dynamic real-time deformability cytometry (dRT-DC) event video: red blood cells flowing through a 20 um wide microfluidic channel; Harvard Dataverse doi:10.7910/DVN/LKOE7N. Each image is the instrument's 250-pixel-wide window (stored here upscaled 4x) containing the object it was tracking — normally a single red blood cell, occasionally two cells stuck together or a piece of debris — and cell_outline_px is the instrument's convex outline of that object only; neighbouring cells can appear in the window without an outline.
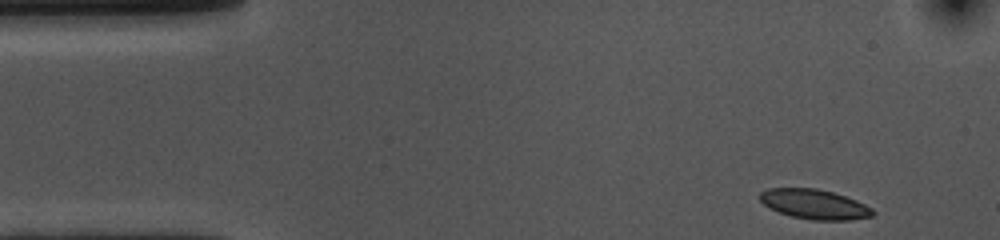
{"species": "common noctule bat (a hibernating species)", "species_latin": "Nyctalus noctula", "temperature_condition": "cold", "stored_images_in_passage": 42, "camera_frame_rate_fps": 3000, "um_per_image_px": 0.085, "animal": {"sex": "female", "body_mass_g": 10.0, "forearm_length_mm": 53.1}, "frame": {"image": 1, "passage_image": 1, "time_ms": 0.0, "image_size_px": [1000, 240], "cell_outline_px": [[876, 212], [872, 216], [852, 220], [812, 220], [792, 216], [768, 208], [760, 200], [760, 192], [768, 188], [816, 188], [832, 192], [856, 200], [872, 208]], "centroid_in_image_um": [69.23, 17.36], "position_along_channel_um": 15.8, "area_um2": 19.54}}
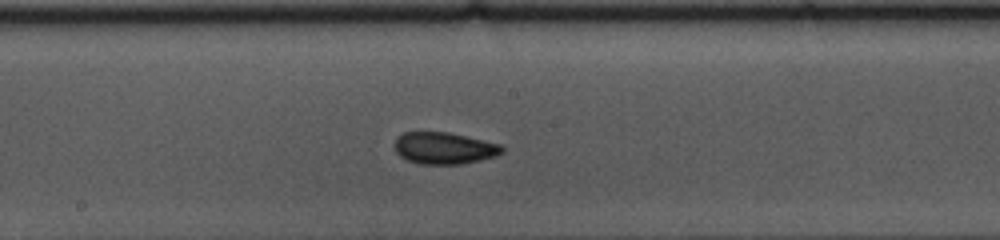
{"frame": {"image": 2, "passage_image": 24, "time_ms": 7.667, "image_size_px": [1000, 240], "cell_outline_px": [[504, 152], [496, 156], [480, 160], [460, 164], [420, 164], [408, 160], [400, 156], [396, 152], [396, 140], [404, 132], [448, 132], [484, 140], [500, 144], [504, 148]], "centroid_in_image_um": [37.79, 12.6], "position_along_channel_um": 210.4, "area_um2": 19.77}}
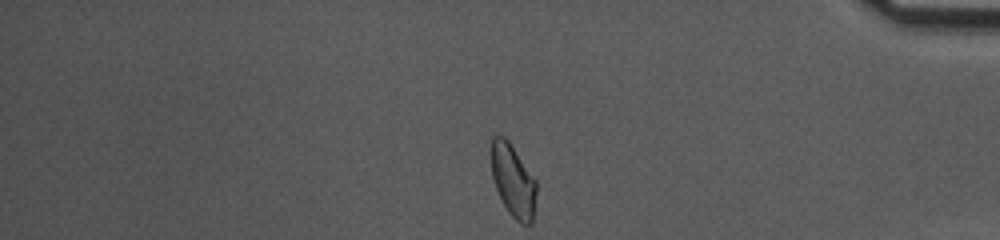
{"frame": {"image": 3, "passage_image": 42, "time_ms": 13.667, "image_size_px": [1000, 240], "cell_outline_px": [[536, 192], [532, 224], [520, 224], [508, 212], [496, 188], [492, 176], [492, 136], [504, 136], [508, 140], [536, 180]], "centroid_in_image_um": [43.62, 15.37], "position_along_channel_um": 391.6, "area_um2": 18.79}, "authors_computed_cell_mechanics": {"area_um2": 19.5364, "velocity_mm_per_s": 3.5595, "shape_relaxation_time_tau1_ms": 10.3181, "shape_relaxation_time_tau2_ms": 2.54, "deformation_change_tau1": 0.1557, "deformation_change_tau2": 0.0592}}